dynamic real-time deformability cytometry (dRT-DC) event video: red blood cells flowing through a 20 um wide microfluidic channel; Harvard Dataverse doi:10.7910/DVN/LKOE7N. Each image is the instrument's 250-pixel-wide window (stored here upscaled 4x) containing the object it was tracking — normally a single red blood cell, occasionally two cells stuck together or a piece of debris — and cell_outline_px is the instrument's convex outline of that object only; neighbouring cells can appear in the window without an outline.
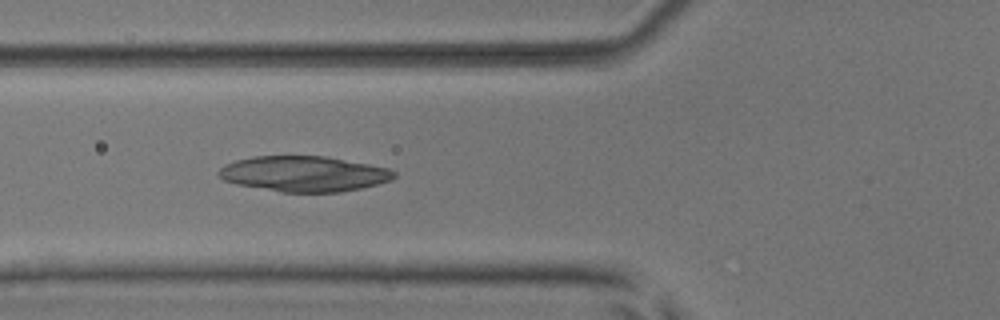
{"species": "common noctule bat (a hibernating species)", "species_latin": "Nyctalus noctula", "temperature_condition": "room temperature", "stored_images_in_passage": 42, "camera_frame_rate_fps": 3000, "um_per_image_px": 0.085, "animal": {"sex": "male", "body_mass_g": 17.9, "forearm_length_mm": 54.2}, "frame": {"image": 1, "passage_image": 9, "time_ms": 2.667, "image_size_px": [1000, 320], "cell_outline_px": [[396, 176], [392, 180], [360, 188], [340, 192], [280, 192], [236, 184], [224, 180], [216, 172], [224, 164], [236, 160], [252, 156], [324, 156], [368, 164], [388, 168], [396, 172]], "centroid_in_image_um": [25.8, 14.77], "position_along_channel_um": 100.0, "area_um2": 36.24}}
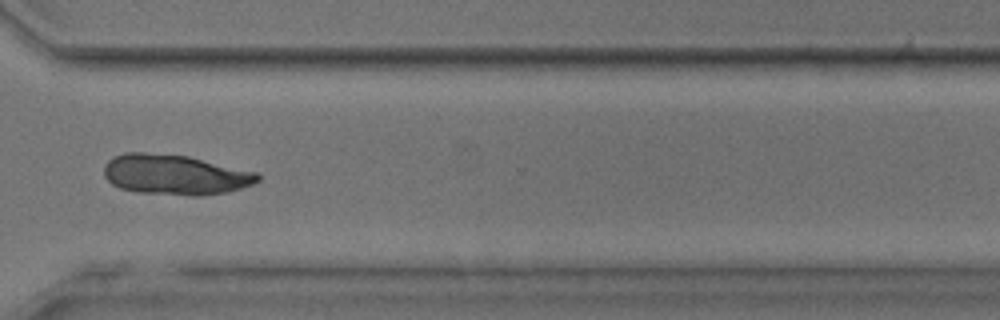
{"frame": {"image": 2, "passage_image": 29, "time_ms": 9.333, "image_size_px": [1000, 320], "cell_outline_px": [[260, 180], [252, 184], [228, 192], [200, 196], [192, 196], [136, 192], [120, 188], [112, 184], [104, 176], [104, 164], [112, 156], [124, 152], [144, 152], [188, 156], [260, 172]], "centroid_in_image_um": [14.88, 14.84], "position_along_channel_um": 355.7, "area_um2": 36.47}}
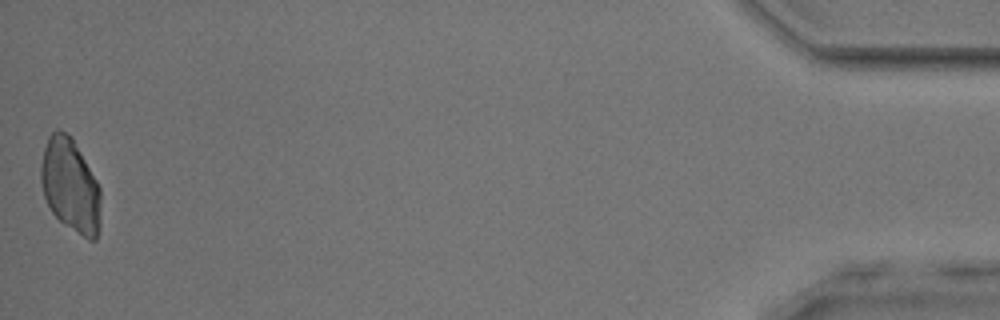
{"frame": {"image": 3, "passage_image": 42, "time_ms": 13.667, "image_size_px": [1000, 320], "cell_outline_px": [[100, 228], [96, 240], [88, 240], [64, 224], [52, 212], [44, 196], [40, 180], [40, 164], [44, 148], [48, 136], [56, 128], [60, 128], [72, 136], [96, 180], [100, 188]], "centroid_in_image_um": [5.97, 15.75], "position_along_channel_um": 429.2, "area_um2": 32.89}}